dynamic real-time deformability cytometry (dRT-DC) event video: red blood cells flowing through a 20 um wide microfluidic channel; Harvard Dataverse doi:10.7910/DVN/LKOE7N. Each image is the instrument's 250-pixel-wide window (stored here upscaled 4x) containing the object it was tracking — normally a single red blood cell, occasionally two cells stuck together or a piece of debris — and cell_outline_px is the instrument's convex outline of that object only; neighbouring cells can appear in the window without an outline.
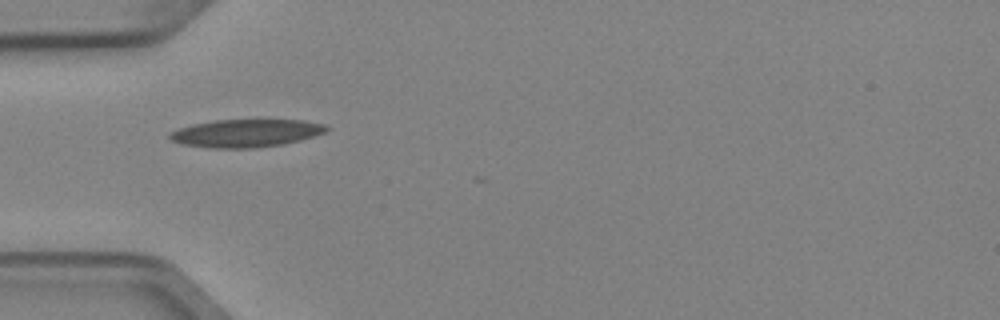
{"species": "Egyptian fruit bat (a non-hibernating species)", "species_latin": "Rousettus aegyptiacus", "temperature_condition": "cold", "stored_images_in_passage": 1, "camera_frame_rate_fps": 3000, "um_per_image_px": 0.085, "animal": {"sex": "female"}, "frame": {"image": 1, "passage_image": 1, "time_ms": 0.0, "image_size_px": [1000, 320], "cell_outline_px": [[332, 128], [324, 132], [300, 140], [284, 144], [256, 148], [212, 148], [180, 144], [172, 140], [168, 136], [168, 132], [192, 124], [212, 120], [304, 120], [324, 124]], "centroid_in_image_um": [20.89, 11.32], "position_along_channel_um": 64.1, "area_um2": 25.55}}